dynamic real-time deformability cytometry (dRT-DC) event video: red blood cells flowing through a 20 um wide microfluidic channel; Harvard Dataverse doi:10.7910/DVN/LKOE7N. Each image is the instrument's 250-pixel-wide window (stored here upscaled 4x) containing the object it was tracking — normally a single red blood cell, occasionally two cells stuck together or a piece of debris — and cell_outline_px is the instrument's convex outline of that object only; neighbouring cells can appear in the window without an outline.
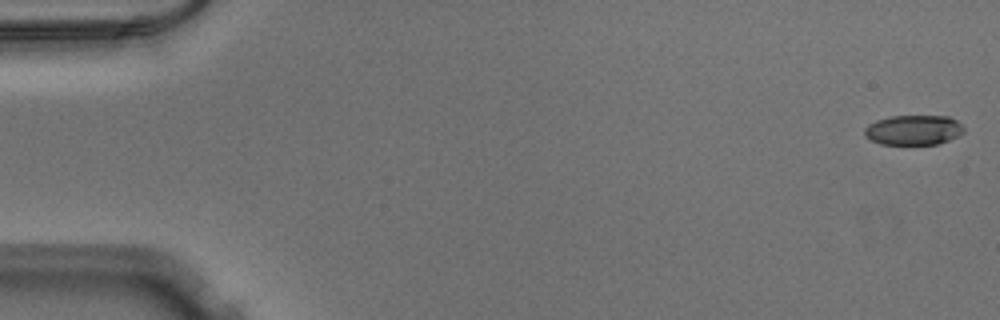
{"species": "Egyptian fruit bat (a non-hibernating species)", "species_latin": "Rousettus aegyptiacus", "temperature_condition": "warm", "stored_images_in_passage": 52, "camera_frame_rate_fps": 3000, "um_per_image_px": 0.085, "animal": {"sex": "male"}, "frame": {"image": 1, "passage_image": 1, "time_ms": 0.0, "image_size_px": [1000, 320], "cell_outline_px": [[964, 132], [960, 136], [936, 144], [880, 144], [864, 136], [864, 128], [868, 124], [876, 120], [892, 116], [948, 116], [956, 120], [964, 128]], "centroid_in_image_um": [77.64, 11.05], "position_along_channel_um": 7.4, "area_um2": 17.34}}
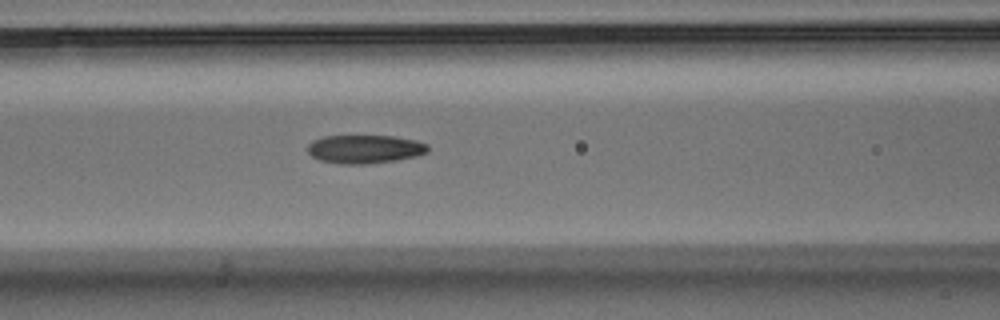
{"frame": {"image": 2, "passage_image": 22, "time_ms": 7.0, "image_size_px": [1000, 320], "cell_outline_px": [[428, 152], [416, 156], [396, 160], [364, 164], [340, 164], [320, 160], [312, 156], [308, 152], [308, 144], [312, 140], [324, 136], [392, 136], [416, 140], [428, 144]], "centroid_in_image_um": [31.0, 12.67], "position_along_channel_um": 135.6, "area_um2": 19.94}}
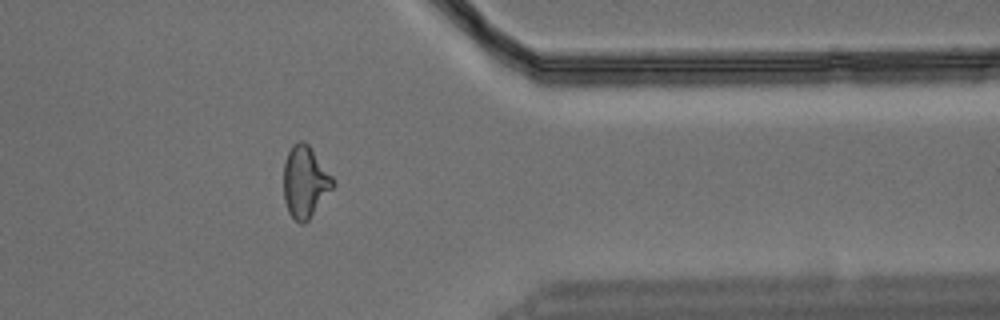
{"frame": {"image": 3, "passage_image": 42, "time_ms": 13.667, "image_size_px": [1000, 320], "cell_outline_px": [[336, 184], [308, 220], [304, 224], [300, 224], [288, 212], [284, 200], [284, 160], [292, 144], [300, 140], [304, 140], [308, 144], [336, 180]], "centroid_in_image_um": [25.94, 15.44], "position_along_channel_um": 385.5, "area_um2": 20.69}}